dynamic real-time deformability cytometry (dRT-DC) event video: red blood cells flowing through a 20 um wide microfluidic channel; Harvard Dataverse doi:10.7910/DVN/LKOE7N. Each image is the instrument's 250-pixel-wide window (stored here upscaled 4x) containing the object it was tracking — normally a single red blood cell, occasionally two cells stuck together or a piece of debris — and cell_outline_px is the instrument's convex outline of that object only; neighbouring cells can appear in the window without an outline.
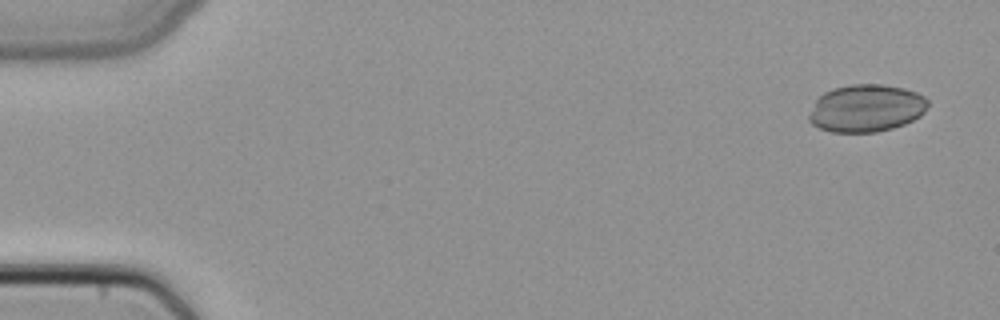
{"species": "common noctule bat (a hibernating species)", "species_latin": "Nyctalus noctula", "temperature_condition": "cold", "stored_images_in_passage": 4, "camera_frame_rate_fps": 3000, "um_per_image_px": 0.085, "animal": {"sex": "female", "body_mass_g": 22.7, "forearm_length_mm": 54.2}, "frame": {"image": 1, "passage_image": 1, "time_ms": 0.0, "image_size_px": [1000, 320], "cell_outline_px": [[928, 104], [924, 112], [920, 116], [904, 124], [892, 128], [876, 132], [832, 132], [820, 128], [812, 124], [808, 120], [808, 116], [816, 100], [824, 92], [832, 88], [852, 84], [880, 84], [904, 88], [916, 92], [924, 96], [928, 100]], "centroid_in_image_um": [73.63, 9.19], "position_along_channel_um": 11.4, "area_um2": 32.89}}
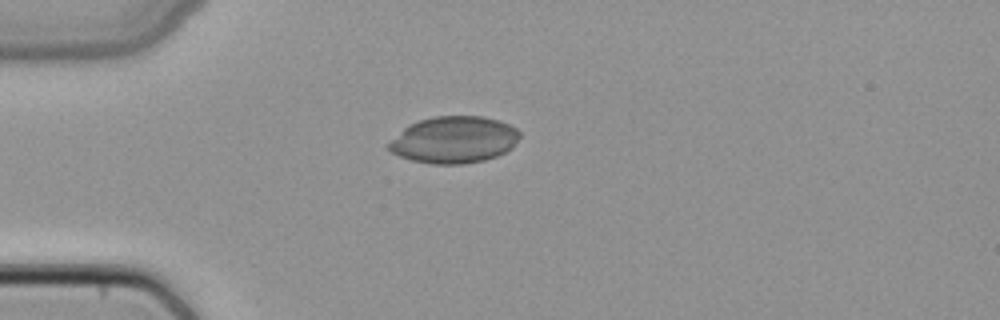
{"frame": {"image": 2, "passage_image": 4, "time_ms": 1.0, "image_size_px": [1000, 320], "cell_outline_px": [[520, 136], [512, 148], [496, 156], [484, 160], [464, 164], [432, 164], [412, 160], [400, 156], [392, 152], [388, 148], [388, 144], [408, 124], [432, 116], [484, 116], [500, 120], [516, 128], [520, 132]], "centroid_in_image_um": [38.61, 11.87], "position_along_channel_um": 46.4, "area_um2": 35.66}}